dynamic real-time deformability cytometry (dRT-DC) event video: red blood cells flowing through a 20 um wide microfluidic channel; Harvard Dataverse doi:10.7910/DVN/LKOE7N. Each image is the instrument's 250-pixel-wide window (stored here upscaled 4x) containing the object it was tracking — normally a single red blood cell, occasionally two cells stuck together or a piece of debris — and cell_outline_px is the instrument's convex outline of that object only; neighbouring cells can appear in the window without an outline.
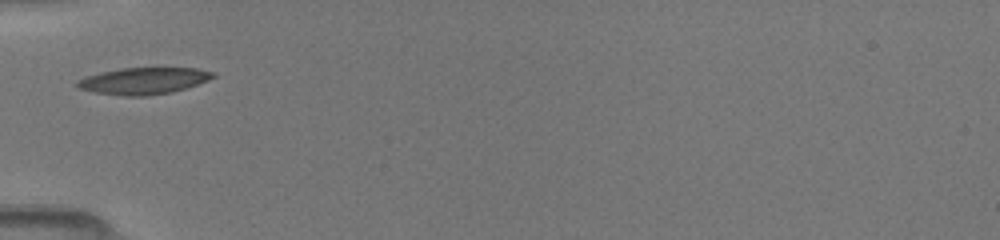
{"species": "common noctule bat (a hibernating species)", "species_latin": "Nyctalus noctula", "temperature_condition": "room temperature", "stored_images_in_passage": 5, "camera_frame_rate_fps": 3000, "um_per_image_px": 0.085, "animal": {"sex": "female", "body_mass_g": 19.5, "forearm_length_mm": 54.1}, "frame": {"image": 1, "passage_image": 1, "time_ms": 0.0, "image_size_px": [1000, 240], "cell_outline_px": [[216, 76], [208, 80], [172, 92], [148, 96], [120, 96], [96, 92], [76, 88], [76, 80], [84, 76], [100, 72], [120, 68], [156, 64], [196, 68], [216, 72]], "centroid_in_image_um": [12.22, 6.81], "position_along_channel_um": 72.8, "area_um2": 22.37}}
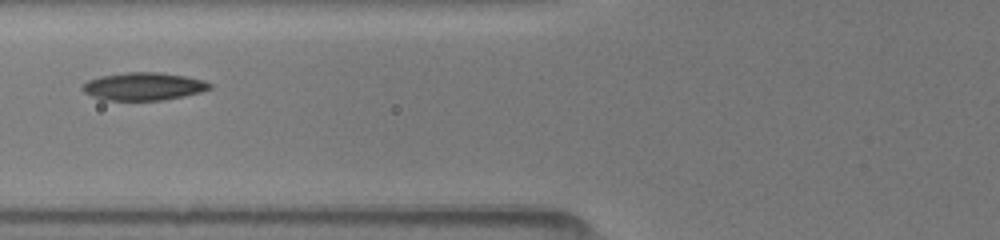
{"frame": {"image": 2, "passage_image": 4, "time_ms": 1.0, "image_size_px": [1000, 240], "cell_outline_px": [[212, 88], [200, 92], [184, 96], [164, 100], [104, 100], [92, 96], [84, 92], [80, 88], [88, 80], [100, 76], [124, 72], [160, 72], [184, 76], [204, 80], [212, 84]], "centroid_in_image_um": [12.2, 7.34], "position_along_channel_um": 113.6, "area_um2": 20.69}}